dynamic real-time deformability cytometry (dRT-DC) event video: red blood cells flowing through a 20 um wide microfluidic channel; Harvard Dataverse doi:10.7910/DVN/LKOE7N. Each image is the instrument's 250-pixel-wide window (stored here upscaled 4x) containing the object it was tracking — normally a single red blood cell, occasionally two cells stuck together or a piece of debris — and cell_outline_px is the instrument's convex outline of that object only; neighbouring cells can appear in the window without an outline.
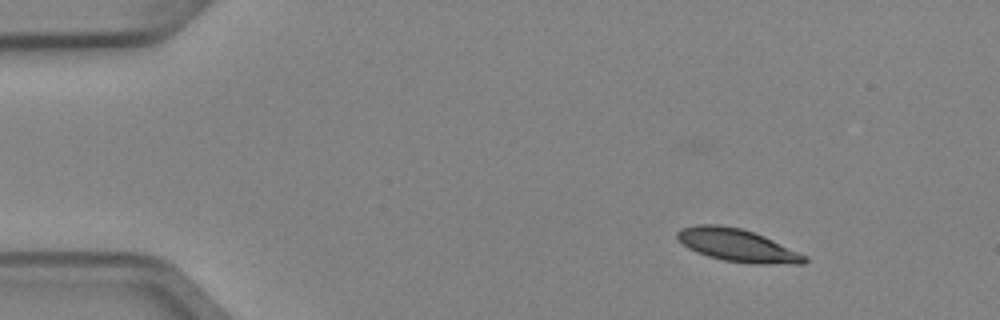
{"species": "Egyptian fruit bat (a non-hibernating species)", "species_latin": "Rousettus aegyptiacus", "temperature_condition": "cold", "stored_images_in_passage": 4, "camera_frame_rate_fps": 3000, "um_per_image_px": 0.085, "animal": {"sex": "female"}, "frame": {"image": 1, "passage_image": 1, "time_ms": 0.0, "image_size_px": [1000, 320], "cell_outline_px": [[808, 260], [804, 264], [756, 264], [724, 260], [708, 256], [696, 252], [688, 248], [676, 236], [676, 232], [680, 228], [696, 224], [716, 224], [740, 228], [764, 236], [808, 256]], "centroid_in_image_um": [62.68, 20.85], "position_along_channel_um": 22.3, "area_um2": 24.22}}
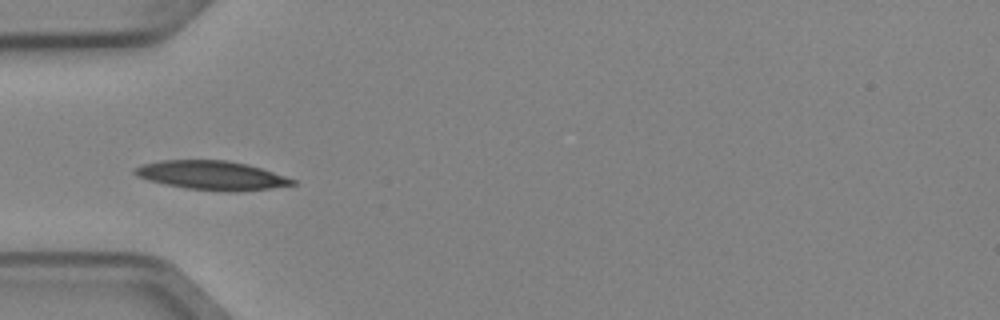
{"frame": {"image": 2, "passage_image": 4, "time_ms": 1.0, "image_size_px": [1000, 320], "cell_outline_px": [[296, 184], [268, 188], [232, 192], [184, 188], [148, 180], [136, 176], [132, 172], [132, 168], [144, 164], [160, 160], [228, 160], [248, 164], [296, 180]], "centroid_in_image_um": [17.94, 14.9], "position_along_channel_um": 67.1, "area_um2": 26.47}}